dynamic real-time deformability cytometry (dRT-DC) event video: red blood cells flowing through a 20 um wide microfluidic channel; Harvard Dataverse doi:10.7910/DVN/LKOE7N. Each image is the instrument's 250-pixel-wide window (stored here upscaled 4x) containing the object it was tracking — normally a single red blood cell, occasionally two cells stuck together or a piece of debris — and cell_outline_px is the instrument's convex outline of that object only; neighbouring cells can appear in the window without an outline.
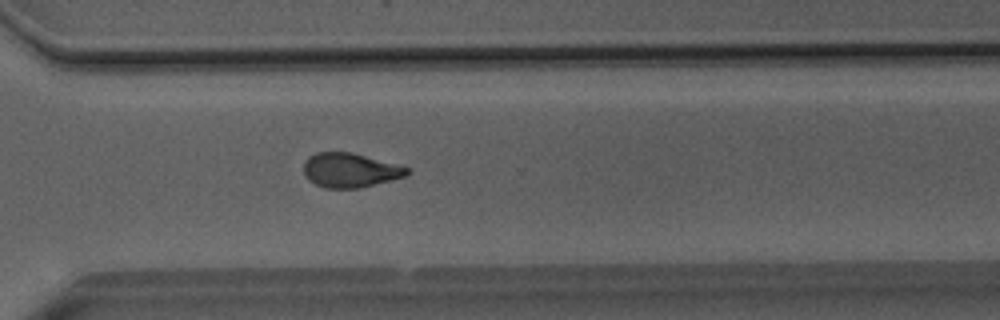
{"species": "Egyptian fruit bat (a non-hibernating species)", "species_latin": "Rousettus aegyptiacus", "temperature_condition": "room temperature", "stored_images_in_passage": 51, "camera_frame_rate_fps": 3000, "um_per_image_px": 0.085, "animal": {"sex": "male"}, "frame": {"image": 1, "passage_image": 37, "time_ms": 12.0, "image_size_px": [1000, 320], "cell_outline_px": [[412, 172], [404, 176], [360, 188], [324, 188], [308, 180], [304, 176], [304, 164], [308, 156], [316, 152], [352, 152], [412, 168]], "centroid_in_image_um": [29.76, 14.46], "position_along_channel_um": 340.8, "area_um2": 20.81}}
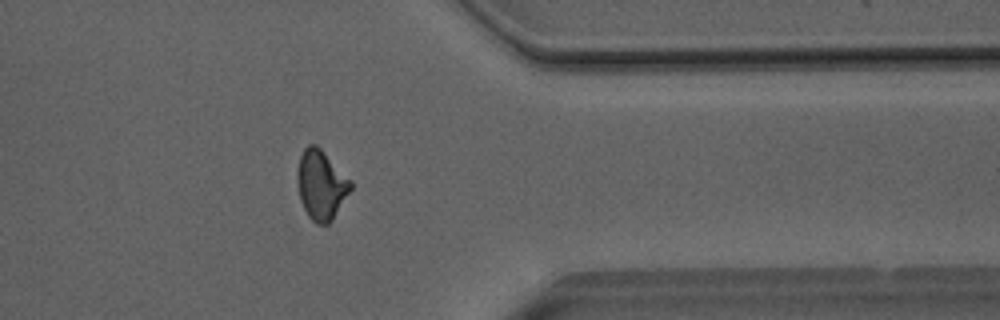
{"frame": {"image": 2, "passage_image": 41, "time_ms": 13.333, "image_size_px": [1000, 320], "cell_outline_px": [[352, 188], [332, 220], [328, 224], [316, 224], [308, 216], [300, 200], [296, 180], [296, 176], [300, 156], [304, 148], [308, 144], [316, 144], [352, 180]], "centroid_in_image_um": [27.29, 15.71], "position_along_channel_um": 384.1, "area_um2": 21.68}}
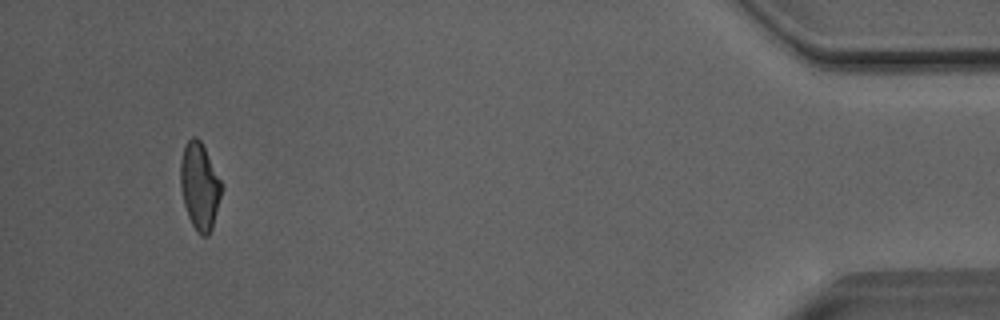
{"frame": {"image": 3, "passage_image": 48, "time_ms": 15.667, "image_size_px": [1000, 320], "cell_outline_px": [[224, 188], [212, 228], [208, 236], [200, 236], [196, 232], [188, 216], [184, 204], [180, 188], [180, 160], [184, 148], [188, 140], [192, 136], [196, 136], [200, 140]], "centroid_in_image_um": [16.97, 15.87], "position_along_channel_um": 418.2, "area_um2": 20.87}}